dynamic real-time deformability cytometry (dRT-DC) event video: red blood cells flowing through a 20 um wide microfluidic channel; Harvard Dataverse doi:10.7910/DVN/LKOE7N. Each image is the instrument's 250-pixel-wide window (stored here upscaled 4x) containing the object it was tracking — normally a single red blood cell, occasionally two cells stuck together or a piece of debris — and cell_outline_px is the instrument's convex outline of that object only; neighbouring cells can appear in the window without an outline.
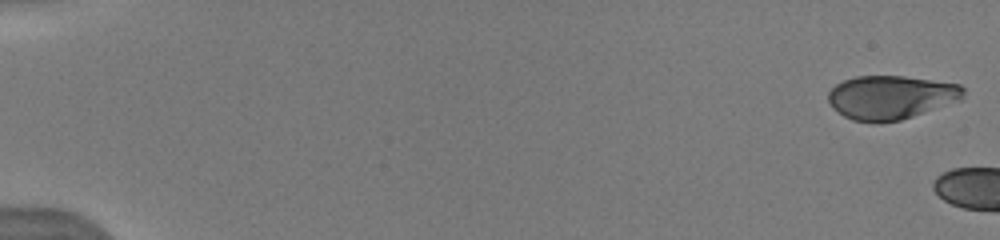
{"species": "human", "species_latin": "Homo sapiens", "temperature_condition": "warm", "stored_images_in_passage": 4, "camera_frame_rate_fps": 3000, "um_per_image_px": 0.085, "donor": {"sex": "male"}, "frame": {"image": 1, "passage_image": 1, "time_ms": 0.0, "image_size_px": [1000, 240], "cell_outline_px": [[964, 92], [960, 100], [900, 120], [852, 120], [844, 116], [832, 108], [828, 100], [828, 92], [836, 84], [844, 80], [856, 76], [904, 76], [960, 84], [964, 88]], "centroid_in_image_um": [75.71, 8.24], "position_along_channel_um": 9.3, "area_um2": 33.81}}